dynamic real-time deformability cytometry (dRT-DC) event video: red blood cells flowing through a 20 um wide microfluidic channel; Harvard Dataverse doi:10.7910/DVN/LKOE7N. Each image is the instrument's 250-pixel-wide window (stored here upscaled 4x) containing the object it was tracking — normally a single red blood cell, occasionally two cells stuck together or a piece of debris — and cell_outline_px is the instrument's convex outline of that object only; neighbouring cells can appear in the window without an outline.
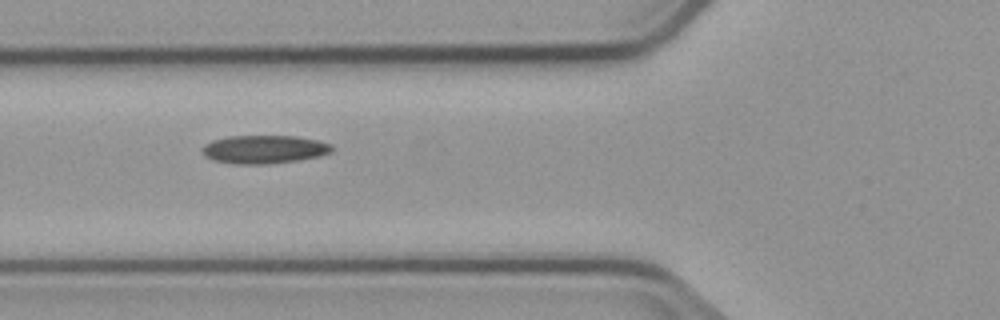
{"species": "common noctule bat (a hibernating species)", "species_latin": "Nyctalus noctula", "temperature_condition": "cold", "stored_images_in_passage": 7, "camera_frame_rate_fps": 3000, "um_per_image_px": 0.085, "animal": {"sex": "male", "body_mass_g": 23.1, "forearm_length_mm": 52.7}, "frame": {"image": 1, "passage_image": 3, "time_ms": 2.333, "image_size_px": [1000, 320], "cell_outline_px": [[332, 152], [320, 156], [300, 160], [272, 164], [232, 164], [212, 160], [204, 156], [200, 148], [204, 144], [212, 140], [228, 136], [296, 136], [316, 140], [332, 144]], "centroid_in_image_um": [22.42, 12.7], "position_along_channel_um": 103.4, "area_um2": 21.73}}
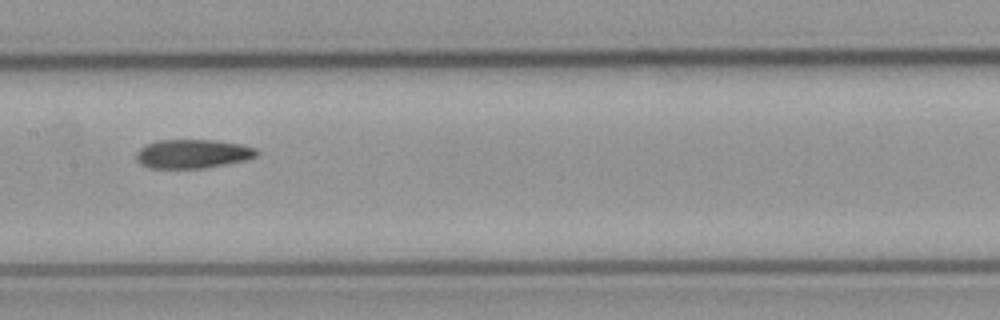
{"frame": {"image": 2, "passage_image": 5, "time_ms": 4.667, "image_size_px": [1000, 320], "cell_outline_px": [[260, 152], [256, 156], [248, 160], [204, 168], [148, 168], [140, 164], [136, 160], [136, 152], [140, 148], [156, 140], [216, 140], [240, 144], [256, 148]], "centroid_in_image_um": [16.39, 13.08], "position_along_channel_um": 191.0, "area_um2": 20.46}}
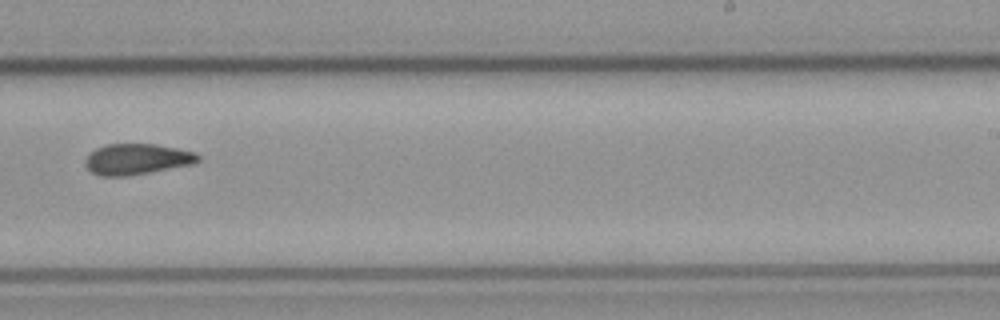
{"frame": {"image": 3, "passage_image": 7, "time_ms": 7.0, "image_size_px": [1000, 320], "cell_outline_px": [[200, 160], [192, 164], [128, 176], [100, 176], [92, 172], [84, 164], [84, 160], [96, 148], [104, 144], [156, 144], [196, 152], [200, 156]], "centroid_in_image_um": [11.63, 13.52], "position_along_channel_um": 277.4, "area_um2": 20.23}}